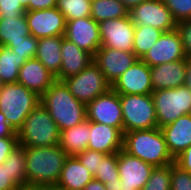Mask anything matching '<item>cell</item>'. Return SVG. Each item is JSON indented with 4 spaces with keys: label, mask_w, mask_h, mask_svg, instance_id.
I'll list each match as a JSON object with an SVG mask.
<instances>
[{
    "label": "cell",
    "mask_w": 191,
    "mask_h": 190,
    "mask_svg": "<svg viewBox=\"0 0 191 190\" xmlns=\"http://www.w3.org/2000/svg\"><path fill=\"white\" fill-rule=\"evenodd\" d=\"M27 186H55L68 155L58 145L24 147Z\"/></svg>",
    "instance_id": "cell-1"
},
{
    "label": "cell",
    "mask_w": 191,
    "mask_h": 190,
    "mask_svg": "<svg viewBox=\"0 0 191 190\" xmlns=\"http://www.w3.org/2000/svg\"><path fill=\"white\" fill-rule=\"evenodd\" d=\"M40 103L56 122L59 131L86 120V105L70 93L63 81L56 80L40 97Z\"/></svg>",
    "instance_id": "cell-2"
},
{
    "label": "cell",
    "mask_w": 191,
    "mask_h": 190,
    "mask_svg": "<svg viewBox=\"0 0 191 190\" xmlns=\"http://www.w3.org/2000/svg\"><path fill=\"white\" fill-rule=\"evenodd\" d=\"M123 150L154 167L175 163L170 154L163 132L156 127L123 133Z\"/></svg>",
    "instance_id": "cell-3"
},
{
    "label": "cell",
    "mask_w": 191,
    "mask_h": 190,
    "mask_svg": "<svg viewBox=\"0 0 191 190\" xmlns=\"http://www.w3.org/2000/svg\"><path fill=\"white\" fill-rule=\"evenodd\" d=\"M17 135L23 147L55 146L60 141L57 124L41 103L29 113Z\"/></svg>",
    "instance_id": "cell-4"
},
{
    "label": "cell",
    "mask_w": 191,
    "mask_h": 190,
    "mask_svg": "<svg viewBox=\"0 0 191 190\" xmlns=\"http://www.w3.org/2000/svg\"><path fill=\"white\" fill-rule=\"evenodd\" d=\"M40 103V96L19 83L4 84L0 88V112L17 132Z\"/></svg>",
    "instance_id": "cell-5"
},
{
    "label": "cell",
    "mask_w": 191,
    "mask_h": 190,
    "mask_svg": "<svg viewBox=\"0 0 191 190\" xmlns=\"http://www.w3.org/2000/svg\"><path fill=\"white\" fill-rule=\"evenodd\" d=\"M123 114V133L158 127L151 94H119Z\"/></svg>",
    "instance_id": "cell-6"
},
{
    "label": "cell",
    "mask_w": 191,
    "mask_h": 190,
    "mask_svg": "<svg viewBox=\"0 0 191 190\" xmlns=\"http://www.w3.org/2000/svg\"><path fill=\"white\" fill-rule=\"evenodd\" d=\"M158 128L191 114V90L185 85L152 92Z\"/></svg>",
    "instance_id": "cell-7"
},
{
    "label": "cell",
    "mask_w": 191,
    "mask_h": 190,
    "mask_svg": "<svg viewBox=\"0 0 191 190\" xmlns=\"http://www.w3.org/2000/svg\"><path fill=\"white\" fill-rule=\"evenodd\" d=\"M63 82L70 93L85 105L111 89V84L93 61L79 74L68 77Z\"/></svg>",
    "instance_id": "cell-8"
},
{
    "label": "cell",
    "mask_w": 191,
    "mask_h": 190,
    "mask_svg": "<svg viewBox=\"0 0 191 190\" xmlns=\"http://www.w3.org/2000/svg\"><path fill=\"white\" fill-rule=\"evenodd\" d=\"M129 16L135 26H152L163 32L177 28V22L162 0H146L133 7Z\"/></svg>",
    "instance_id": "cell-9"
},
{
    "label": "cell",
    "mask_w": 191,
    "mask_h": 190,
    "mask_svg": "<svg viewBox=\"0 0 191 190\" xmlns=\"http://www.w3.org/2000/svg\"><path fill=\"white\" fill-rule=\"evenodd\" d=\"M86 119L118 128L123 133V114L119 94L112 89L86 105Z\"/></svg>",
    "instance_id": "cell-10"
},
{
    "label": "cell",
    "mask_w": 191,
    "mask_h": 190,
    "mask_svg": "<svg viewBox=\"0 0 191 190\" xmlns=\"http://www.w3.org/2000/svg\"><path fill=\"white\" fill-rule=\"evenodd\" d=\"M98 24L101 38L100 47L133 51L135 24L129 15L117 19H107Z\"/></svg>",
    "instance_id": "cell-11"
},
{
    "label": "cell",
    "mask_w": 191,
    "mask_h": 190,
    "mask_svg": "<svg viewBox=\"0 0 191 190\" xmlns=\"http://www.w3.org/2000/svg\"><path fill=\"white\" fill-rule=\"evenodd\" d=\"M154 166L130 155L123 149L118 151V190H141L148 181Z\"/></svg>",
    "instance_id": "cell-12"
},
{
    "label": "cell",
    "mask_w": 191,
    "mask_h": 190,
    "mask_svg": "<svg viewBox=\"0 0 191 190\" xmlns=\"http://www.w3.org/2000/svg\"><path fill=\"white\" fill-rule=\"evenodd\" d=\"M186 59L184 46L177 29L163 32L141 59L149 67Z\"/></svg>",
    "instance_id": "cell-13"
},
{
    "label": "cell",
    "mask_w": 191,
    "mask_h": 190,
    "mask_svg": "<svg viewBox=\"0 0 191 190\" xmlns=\"http://www.w3.org/2000/svg\"><path fill=\"white\" fill-rule=\"evenodd\" d=\"M25 17L31 35L37 39L65 34L66 20L56 7L26 11Z\"/></svg>",
    "instance_id": "cell-14"
},
{
    "label": "cell",
    "mask_w": 191,
    "mask_h": 190,
    "mask_svg": "<svg viewBox=\"0 0 191 190\" xmlns=\"http://www.w3.org/2000/svg\"><path fill=\"white\" fill-rule=\"evenodd\" d=\"M111 89L118 94H152L150 67L141 59H138L115 80Z\"/></svg>",
    "instance_id": "cell-15"
},
{
    "label": "cell",
    "mask_w": 191,
    "mask_h": 190,
    "mask_svg": "<svg viewBox=\"0 0 191 190\" xmlns=\"http://www.w3.org/2000/svg\"><path fill=\"white\" fill-rule=\"evenodd\" d=\"M64 37L92 56L101 46L99 24L90 16L66 21Z\"/></svg>",
    "instance_id": "cell-16"
},
{
    "label": "cell",
    "mask_w": 191,
    "mask_h": 190,
    "mask_svg": "<svg viewBox=\"0 0 191 190\" xmlns=\"http://www.w3.org/2000/svg\"><path fill=\"white\" fill-rule=\"evenodd\" d=\"M137 60L138 58L133 51H122L108 47H100L93 56V62L111 85Z\"/></svg>",
    "instance_id": "cell-17"
},
{
    "label": "cell",
    "mask_w": 191,
    "mask_h": 190,
    "mask_svg": "<svg viewBox=\"0 0 191 190\" xmlns=\"http://www.w3.org/2000/svg\"><path fill=\"white\" fill-rule=\"evenodd\" d=\"M55 81V76L38 59L33 58L20 67L17 83L41 97Z\"/></svg>",
    "instance_id": "cell-18"
},
{
    "label": "cell",
    "mask_w": 191,
    "mask_h": 190,
    "mask_svg": "<svg viewBox=\"0 0 191 190\" xmlns=\"http://www.w3.org/2000/svg\"><path fill=\"white\" fill-rule=\"evenodd\" d=\"M87 149L105 154L117 153L123 149V133L116 127L90 121Z\"/></svg>",
    "instance_id": "cell-19"
},
{
    "label": "cell",
    "mask_w": 191,
    "mask_h": 190,
    "mask_svg": "<svg viewBox=\"0 0 191 190\" xmlns=\"http://www.w3.org/2000/svg\"><path fill=\"white\" fill-rule=\"evenodd\" d=\"M61 55L60 71L55 77L59 81L79 74L93 61V56L90 53L80 49L65 37L62 39Z\"/></svg>",
    "instance_id": "cell-20"
},
{
    "label": "cell",
    "mask_w": 191,
    "mask_h": 190,
    "mask_svg": "<svg viewBox=\"0 0 191 190\" xmlns=\"http://www.w3.org/2000/svg\"><path fill=\"white\" fill-rule=\"evenodd\" d=\"M160 129L174 159L191 146V114L180 116Z\"/></svg>",
    "instance_id": "cell-21"
},
{
    "label": "cell",
    "mask_w": 191,
    "mask_h": 190,
    "mask_svg": "<svg viewBox=\"0 0 191 190\" xmlns=\"http://www.w3.org/2000/svg\"><path fill=\"white\" fill-rule=\"evenodd\" d=\"M185 68L186 59L150 67L153 91L184 85Z\"/></svg>",
    "instance_id": "cell-22"
},
{
    "label": "cell",
    "mask_w": 191,
    "mask_h": 190,
    "mask_svg": "<svg viewBox=\"0 0 191 190\" xmlns=\"http://www.w3.org/2000/svg\"><path fill=\"white\" fill-rule=\"evenodd\" d=\"M93 178L76 156H68L55 186L64 190H83Z\"/></svg>",
    "instance_id": "cell-23"
},
{
    "label": "cell",
    "mask_w": 191,
    "mask_h": 190,
    "mask_svg": "<svg viewBox=\"0 0 191 190\" xmlns=\"http://www.w3.org/2000/svg\"><path fill=\"white\" fill-rule=\"evenodd\" d=\"M90 121L87 119L69 129L60 131L59 146L68 156H76L88 148Z\"/></svg>",
    "instance_id": "cell-24"
},
{
    "label": "cell",
    "mask_w": 191,
    "mask_h": 190,
    "mask_svg": "<svg viewBox=\"0 0 191 190\" xmlns=\"http://www.w3.org/2000/svg\"><path fill=\"white\" fill-rule=\"evenodd\" d=\"M64 36L41 38L38 41L35 58L38 59L55 77L61 67V44Z\"/></svg>",
    "instance_id": "cell-25"
},
{
    "label": "cell",
    "mask_w": 191,
    "mask_h": 190,
    "mask_svg": "<svg viewBox=\"0 0 191 190\" xmlns=\"http://www.w3.org/2000/svg\"><path fill=\"white\" fill-rule=\"evenodd\" d=\"M30 34L25 14L0 19V46L19 42Z\"/></svg>",
    "instance_id": "cell-26"
},
{
    "label": "cell",
    "mask_w": 191,
    "mask_h": 190,
    "mask_svg": "<svg viewBox=\"0 0 191 190\" xmlns=\"http://www.w3.org/2000/svg\"><path fill=\"white\" fill-rule=\"evenodd\" d=\"M27 60L11 48L0 46V78L4 84L17 83L20 67Z\"/></svg>",
    "instance_id": "cell-27"
},
{
    "label": "cell",
    "mask_w": 191,
    "mask_h": 190,
    "mask_svg": "<svg viewBox=\"0 0 191 190\" xmlns=\"http://www.w3.org/2000/svg\"><path fill=\"white\" fill-rule=\"evenodd\" d=\"M129 10L119 0H92L91 14L97 23L107 19L127 17Z\"/></svg>",
    "instance_id": "cell-28"
},
{
    "label": "cell",
    "mask_w": 191,
    "mask_h": 190,
    "mask_svg": "<svg viewBox=\"0 0 191 190\" xmlns=\"http://www.w3.org/2000/svg\"><path fill=\"white\" fill-rule=\"evenodd\" d=\"M162 33L163 31L152 26H135L133 53L136 57L142 59Z\"/></svg>",
    "instance_id": "cell-29"
},
{
    "label": "cell",
    "mask_w": 191,
    "mask_h": 190,
    "mask_svg": "<svg viewBox=\"0 0 191 190\" xmlns=\"http://www.w3.org/2000/svg\"><path fill=\"white\" fill-rule=\"evenodd\" d=\"M5 162L8 164L11 180L18 187L27 186L24 147L18 145L16 148H14L6 158Z\"/></svg>",
    "instance_id": "cell-30"
},
{
    "label": "cell",
    "mask_w": 191,
    "mask_h": 190,
    "mask_svg": "<svg viewBox=\"0 0 191 190\" xmlns=\"http://www.w3.org/2000/svg\"><path fill=\"white\" fill-rule=\"evenodd\" d=\"M92 0H57L56 8L64 15L66 21L89 17Z\"/></svg>",
    "instance_id": "cell-31"
},
{
    "label": "cell",
    "mask_w": 191,
    "mask_h": 190,
    "mask_svg": "<svg viewBox=\"0 0 191 190\" xmlns=\"http://www.w3.org/2000/svg\"><path fill=\"white\" fill-rule=\"evenodd\" d=\"M94 179H97L103 184L120 179L118 169V152L106 154L102 159H100V166L94 176Z\"/></svg>",
    "instance_id": "cell-32"
},
{
    "label": "cell",
    "mask_w": 191,
    "mask_h": 190,
    "mask_svg": "<svg viewBox=\"0 0 191 190\" xmlns=\"http://www.w3.org/2000/svg\"><path fill=\"white\" fill-rule=\"evenodd\" d=\"M141 190H171V164L154 167Z\"/></svg>",
    "instance_id": "cell-33"
},
{
    "label": "cell",
    "mask_w": 191,
    "mask_h": 190,
    "mask_svg": "<svg viewBox=\"0 0 191 190\" xmlns=\"http://www.w3.org/2000/svg\"><path fill=\"white\" fill-rule=\"evenodd\" d=\"M38 41L33 35H28L19 42L9 43L7 47L11 48L14 53L20 57H24L26 60L35 58L37 51Z\"/></svg>",
    "instance_id": "cell-34"
},
{
    "label": "cell",
    "mask_w": 191,
    "mask_h": 190,
    "mask_svg": "<svg viewBox=\"0 0 191 190\" xmlns=\"http://www.w3.org/2000/svg\"><path fill=\"white\" fill-rule=\"evenodd\" d=\"M177 23L191 20V0H162Z\"/></svg>",
    "instance_id": "cell-35"
},
{
    "label": "cell",
    "mask_w": 191,
    "mask_h": 190,
    "mask_svg": "<svg viewBox=\"0 0 191 190\" xmlns=\"http://www.w3.org/2000/svg\"><path fill=\"white\" fill-rule=\"evenodd\" d=\"M171 190H191V174L171 164Z\"/></svg>",
    "instance_id": "cell-36"
},
{
    "label": "cell",
    "mask_w": 191,
    "mask_h": 190,
    "mask_svg": "<svg viewBox=\"0 0 191 190\" xmlns=\"http://www.w3.org/2000/svg\"><path fill=\"white\" fill-rule=\"evenodd\" d=\"M105 155V153L100 151L86 149L77 154L76 157L79 159L82 165L88 169L93 176H95L100 166V159H102Z\"/></svg>",
    "instance_id": "cell-37"
},
{
    "label": "cell",
    "mask_w": 191,
    "mask_h": 190,
    "mask_svg": "<svg viewBox=\"0 0 191 190\" xmlns=\"http://www.w3.org/2000/svg\"><path fill=\"white\" fill-rule=\"evenodd\" d=\"M25 12V7L19 0H0V19L21 16L22 14H25Z\"/></svg>",
    "instance_id": "cell-38"
},
{
    "label": "cell",
    "mask_w": 191,
    "mask_h": 190,
    "mask_svg": "<svg viewBox=\"0 0 191 190\" xmlns=\"http://www.w3.org/2000/svg\"><path fill=\"white\" fill-rule=\"evenodd\" d=\"M176 29L180 33L186 58H191V20L177 23Z\"/></svg>",
    "instance_id": "cell-39"
},
{
    "label": "cell",
    "mask_w": 191,
    "mask_h": 190,
    "mask_svg": "<svg viewBox=\"0 0 191 190\" xmlns=\"http://www.w3.org/2000/svg\"><path fill=\"white\" fill-rule=\"evenodd\" d=\"M18 145V137L0 138V164L6 160L11 151Z\"/></svg>",
    "instance_id": "cell-40"
},
{
    "label": "cell",
    "mask_w": 191,
    "mask_h": 190,
    "mask_svg": "<svg viewBox=\"0 0 191 190\" xmlns=\"http://www.w3.org/2000/svg\"><path fill=\"white\" fill-rule=\"evenodd\" d=\"M19 188L12 180L8 164L4 161L0 164V190H16Z\"/></svg>",
    "instance_id": "cell-41"
},
{
    "label": "cell",
    "mask_w": 191,
    "mask_h": 190,
    "mask_svg": "<svg viewBox=\"0 0 191 190\" xmlns=\"http://www.w3.org/2000/svg\"><path fill=\"white\" fill-rule=\"evenodd\" d=\"M175 164L191 174V146L175 158Z\"/></svg>",
    "instance_id": "cell-42"
},
{
    "label": "cell",
    "mask_w": 191,
    "mask_h": 190,
    "mask_svg": "<svg viewBox=\"0 0 191 190\" xmlns=\"http://www.w3.org/2000/svg\"><path fill=\"white\" fill-rule=\"evenodd\" d=\"M57 0H30L29 5L25 8L26 11H34L48 8H55Z\"/></svg>",
    "instance_id": "cell-43"
},
{
    "label": "cell",
    "mask_w": 191,
    "mask_h": 190,
    "mask_svg": "<svg viewBox=\"0 0 191 190\" xmlns=\"http://www.w3.org/2000/svg\"><path fill=\"white\" fill-rule=\"evenodd\" d=\"M18 137L15 129L6 121L5 115L0 112V138Z\"/></svg>",
    "instance_id": "cell-44"
},
{
    "label": "cell",
    "mask_w": 191,
    "mask_h": 190,
    "mask_svg": "<svg viewBox=\"0 0 191 190\" xmlns=\"http://www.w3.org/2000/svg\"><path fill=\"white\" fill-rule=\"evenodd\" d=\"M83 190H106V187L105 184L93 178L87 183Z\"/></svg>",
    "instance_id": "cell-45"
},
{
    "label": "cell",
    "mask_w": 191,
    "mask_h": 190,
    "mask_svg": "<svg viewBox=\"0 0 191 190\" xmlns=\"http://www.w3.org/2000/svg\"><path fill=\"white\" fill-rule=\"evenodd\" d=\"M184 85L191 90V58H186Z\"/></svg>",
    "instance_id": "cell-46"
},
{
    "label": "cell",
    "mask_w": 191,
    "mask_h": 190,
    "mask_svg": "<svg viewBox=\"0 0 191 190\" xmlns=\"http://www.w3.org/2000/svg\"><path fill=\"white\" fill-rule=\"evenodd\" d=\"M130 11L133 7L138 6L146 0H119Z\"/></svg>",
    "instance_id": "cell-47"
},
{
    "label": "cell",
    "mask_w": 191,
    "mask_h": 190,
    "mask_svg": "<svg viewBox=\"0 0 191 190\" xmlns=\"http://www.w3.org/2000/svg\"><path fill=\"white\" fill-rule=\"evenodd\" d=\"M105 187H106V190H118L119 179H116V181H112V182H106Z\"/></svg>",
    "instance_id": "cell-48"
},
{
    "label": "cell",
    "mask_w": 191,
    "mask_h": 190,
    "mask_svg": "<svg viewBox=\"0 0 191 190\" xmlns=\"http://www.w3.org/2000/svg\"><path fill=\"white\" fill-rule=\"evenodd\" d=\"M16 190H44V187L24 186V187H19Z\"/></svg>",
    "instance_id": "cell-49"
},
{
    "label": "cell",
    "mask_w": 191,
    "mask_h": 190,
    "mask_svg": "<svg viewBox=\"0 0 191 190\" xmlns=\"http://www.w3.org/2000/svg\"><path fill=\"white\" fill-rule=\"evenodd\" d=\"M44 190H64V189L58 188L56 186H49V187H45Z\"/></svg>",
    "instance_id": "cell-50"
},
{
    "label": "cell",
    "mask_w": 191,
    "mask_h": 190,
    "mask_svg": "<svg viewBox=\"0 0 191 190\" xmlns=\"http://www.w3.org/2000/svg\"><path fill=\"white\" fill-rule=\"evenodd\" d=\"M20 1V3L26 8L28 5H29V3H30V0H19Z\"/></svg>",
    "instance_id": "cell-51"
},
{
    "label": "cell",
    "mask_w": 191,
    "mask_h": 190,
    "mask_svg": "<svg viewBox=\"0 0 191 190\" xmlns=\"http://www.w3.org/2000/svg\"><path fill=\"white\" fill-rule=\"evenodd\" d=\"M4 85V83L2 82L1 78H0V88Z\"/></svg>",
    "instance_id": "cell-52"
}]
</instances>
